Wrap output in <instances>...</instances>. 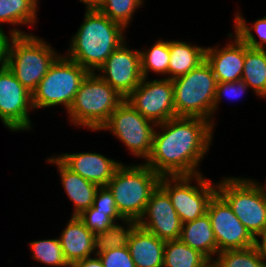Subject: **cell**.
<instances>
[{
  "label": "cell",
  "mask_w": 266,
  "mask_h": 267,
  "mask_svg": "<svg viewBox=\"0 0 266 267\" xmlns=\"http://www.w3.org/2000/svg\"><path fill=\"white\" fill-rule=\"evenodd\" d=\"M214 126L204 118L185 116L157 124L145 164L160 176L200 174L198 166L212 145Z\"/></svg>",
  "instance_id": "obj_1"
},
{
  "label": "cell",
  "mask_w": 266,
  "mask_h": 267,
  "mask_svg": "<svg viewBox=\"0 0 266 267\" xmlns=\"http://www.w3.org/2000/svg\"><path fill=\"white\" fill-rule=\"evenodd\" d=\"M84 21L72 36L65 54L89 72H97L125 40V28L95 6L85 9Z\"/></svg>",
  "instance_id": "obj_2"
},
{
  "label": "cell",
  "mask_w": 266,
  "mask_h": 267,
  "mask_svg": "<svg viewBox=\"0 0 266 267\" xmlns=\"http://www.w3.org/2000/svg\"><path fill=\"white\" fill-rule=\"evenodd\" d=\"M161 176L148 165L122 163L106 185L113 194L119 214L125 220L138 222Z\"/></svg>",
  "instance_id": "obj_3"
},
{
  "label": "cell",
  "mask_w": 266,
  "mask_h": 267,
  "mask_svg": "<svg viewBox=\"0 0 266 267\" xmlns=\"http://www.w3.org/2000/svg\"><path fill=\"white\" fill-rule=\"evenodd\" d=\"M124 100L97 72H89L67 112L69 122L91 131H100Z\"/></svg>",
  "instance_id": "obj_4"
},
{
  "label": "cell",
  "mask_w": 266,
  "mask_h": 267,
  "mask_svg": "<svg viewBox=\"0 0 266 267\" xmlns=\"http://www.w3.org/2000/svg\"><path fill=\"white\" fill-rule=\"evenodd\" d=\"M59 55L50 44L33 33L12 35L7 51V67L33 93Z\"/></svg>",
  "instance_id": "obj_5"
},
{
  "label": "cell",
  "mask_w": 266,
  "mask_h": 267,
  "mask_svg": "<svg viewBox=\"0 0 266 267\" xmlns=\"http://www.w3.org/2000/svg\"><path fill=\"white\" fill-rule=\"evenodd\" d=\"M172 82L176 116L200 117L214 125L213 104L218 82L209 63L204 60Z\"/></svg>",
  "instance_id": "obj_6"
},
{
  "label": "cell",
  "mask_w": 266,
  "mask_h": 267,
  "mask_svg": "<svg viewBox=\"0 0 266 267\" xmlns=\"http://www.w3.org/2000/svg\"><path fill=\"white\" fill-rule=\"evenodd\" d=\"M217 192L227 201L250 234L258 240L266 230V184L249 178L225 177Z\"/></svg>",
  "instance_id": "obj_7"
},
{
  "label": "cell",
  "mask_w": 266,
  "mask_h": 267,
  "mask_svg": "<svg viewBox=\"0 0 266 267\" xmlns=\"http://www.w3.org/2000/svg\"><path fill=\"white\" fill-rule=\"evenodd\" d=\"M89 71L65 55H59L32 93L35 109L63 106L68 112Z\"/></svg>",
  "instance_id": "obj_8"
},
{
  "label": "cell",
  "mask_w": 266,
  "mask_h": 267,
  "mask_svg": "<svg viewBox=\"0 0 266 267\" xmlns=\"http://www.w3.org/2000/svg\"><path fill=\"white\" fill-rule=\"evenodd\" d=\"M197 175L161 176L159 186L168 194L182 224L207 213L210 199L217 192V183ZM194 180L196 184L192 181Z\"/></svg>",
  "instance_id": "obj_9"
},
{
  "label": "cell",
  "mask_w": 266,
  "mask_h": 267,
  "mask_svg": "<svg viewBox=\"0 0 266 267\" xmlns=\"http://www.w3.org/2000/svg\"><path fill=\"white\" fill-rule=\"evenodd\" d=\"M155 127V123L145 118L125 99L100 131L109 130L133 156L146 161L152 150Z\"/></svg>",
  "instance_id": "obj_10"
},
{
  "label": "cell",
  "mask_w": 266,
  "mask_h": 267,
  "mask_svg": "<svg viewBox=\"0 0 266 267\" xmlns=\"http://www.w3.org/2000/svg\"><path fill=\"white\" fill-rule=\"evenodd\" d=\"M30 93L6 66L0 69V120L10 131H30L29 111L33 110Z\"/></svg>",
  "instance_id": "obj_11"
},
{
  "label": "cell",
  "mask_w": 266,
  "mask_h": 267,
  "mask_svg": "<svg viewBox=\"0 0 266 267\" xmlns=\"http://www.w3.org/2000/svg\"><path fill=\"white\" fill-rule=\"evenodd\" d=\"M143 78L126 100L153 123H164L176 116L173 82L168 78Z\"/></svg>",
  "instance_id": "obj_12"
},
{
  "label": "cell",
  "mask_w": 266,
  "mask_h": 267,
  "mask_svg": "<svg viewBox=\"0 0 266 267\" xmlns=\"http://www.w3.org/2000/svg\"><path fill=\"white\" fill-rule=\"evenodd\" d=\"M207 213L217 242V254L222 251L244 249L257 244V240L218 192L210 199Z\"/></svg>",
  "instance_id": "obj_13"
},
{
  "label": "cell",
  "mask_w": 266,
  "mask_h": 267,
  "mask_svg": "<svg viewBox=\"0 0 266 267\" xmlns=\"http://www.w3.org/2000/svg\"><path fill=\"white\" fill-rule=\"evenodd\" d=\"M122 43L100 67L97 73L105 82L126 99L141 83L140 51ZM101 72V73H100Z\"/></svg>",
  "instance_id": "obj_14"
},
{
  "label": "cell",
  "mask_w": 266,
  "mask_h": 267,
  "mask_svg": "<svg viewBox=\"0 0 266 267\" xmlns=\"http://www.w3.org/2000/svg\"><path fill=\"white\" fill-rule=\"evenodd\" d=\"M137 225L165 241L180 239L182 222L168 194L159 185L152 192Z\"/></svg>",
  "instance_id": "obj_15"
},
{
  "label": "cell",
  "mask_w": 266,
  "mask_h": 267,
  "mask_svg": "<svg viewBox=\"0 0 266 267\" xmlns=\"http://www.w3.org/2000/svg\"><path fill=\"white\" fill-rule=\"evenodd\" d=\"M232 39L225 47H207L205 60L211 66L217 82H234L241 80L246 44L234 33L227 34Z\"/></svg>",
  "instance_id": "obj_16"
},
{
  "label": "cell",
  "mask_w": 266,
  "mask_h": 267,
  "mask_svg": "<svg viewBox=\"0 0 266 267\" xmlns=\"http://www.w3.org/2000/svg\"><path fill=\"white\" fill-rule=\"evenodd\" d=\"M57 158L72 172L99 187L106 186L122 164L121 161L118 162L96 152L62 153L57 155Z\"/></svg>",
  "instance_id": "obj_17"
},
{
  "label": "cell",
  "mask_w": 266,
  "mask_h": 267,
  "mask_svg": "<svg viewBox=\"0 0 266 267\" xmlns=\"http://www.w3.org/2000/svg\"><path fill=\"white\" fill-rule=\"evenodd\" d=\"M65 260L70 266L75 262L95 256V234L90 231L78 216H71L60 237Z\"/></svg>",
  "instance_id": "obj_18"
},
{
  "label": "cell",
  "mask_w": 266,
  "mask_h": 267,
  "mask_svg": "<svg viewBox=\"0 0 266 267\" xmlns=\"http://www.w3.org/2000/svg\"><path fill=\"white\" fill-rule=\"evenodd\" d=\"M47 162L57 165L61 184L74 205L71 216H79L93 205L98 185L86 180L81 175L72 172L56 156L47 158Z\"/></svg>",
  "instance_id": "obj_19"
},
{
  "label": "cell",
  "mask_w": 266,
  "mask_h": 267,
  "mask_svg": "<svg viewBox=\"0 0 266 267\" xmlns=\"http://www.w3.org/2000/svg\"><path fill=\"white\" fill-rule=\"evenodd\" d=\"M165 240L138 225L129 236L128 248L136 267H163Z\"/></svg>",
  "instance_id": "obj_20"
},
{
  "label": "cell",
  "mask_w": 266,
  "mask_h": 267,
  "mask_svg": "<svg viewBox=\"0 0 266 267\" xmlns=\"http://www.w3.org/2000/svg\"><path fill=\"white\" fill-rule=\"evenodd\" d=\"M180 240L198 250L210 261L217 255V242L208 213L182 224Z\"/></svg>",
  "instance_id": "obj_21"
},
{
  "label": "cell",
  "mask_w": 266,
  "mask_h": 267,
  "mask_svg": "<svg viewBox=\"0 0 266 267\" xmlns=\"http://www.w3.org/2000/svg\"><path fill=\"white\" fill-rule=\"evenodd\" d=\"M206 47L189 42L169 40V79L189 73L205 60Z\"/></svg>",
  "instance_id": "obj_22"
},
{
  "label": "cell",
  "mask_w": 266,
  "mask_h": 267,
  "mask_svg": "<svg viewBox=\"0 0 266 267\" xmlns=\"http://www.w3.org/2000/svg\"><path fill=\"white\" fill-rule=\"evenodd\" d=\"M241 79L256 96L266 99V49H255L246 45Z\"/></svg>",
  "instance_id": "obj_23"
},
{
  "label": "cell",
  "mask_w": 266,
  "mask_h": 267,
  "mask_svg": "<svg viewBox=\"0 0 266 267\" xmlns=\"http://www.w3.org/2000/svg\"><path fill=\"white\" fill-rule=\"evenodd\" d=\"M39 0H0V30L2 24L35 26Z\"/></svg>",
  "instance_id": "obj_24"
},
{
  "label": "cell",
  "mask_w": 266,
  "mask_h": 267,
  "mask_svg": "<svg viewBox=\"0 0 266 267\" xmlns=\"http://www.w3.org/2000/svg\"><path fill=\"white\" fill-rule=\"evenodd\" d=\"M210 260L180 239L165 242L163 267H205Z\"/></svg>",
  "instance_id": "obj_25"
},
{
  "label": "cell",
  "mask_w": 266,
  "mask_h": 267,
  "mask_svg": "<svg viewBox=\"0 0 266 267\" xmlns=\"http://www.w3.org/2000/svg\"><path fill=\"white\" fill-rule=\"evenodd\" d=\"M140 51L141 74L143 78H148V74L153 71L158 75H168L169 79V40L160 39L155 42L148 50Z\"/></svg>",
  "instance_id": "obj_26"
},
{
  "label": "cell",
  "mask_w": 266,
  "mask_h": 267,
  "mask_svg": "<svg viewBox=\"0 0 266 267\" xmlns=\"http://www.w3.org/2000/svg\"><path fill=\"white\" fill-rule=\"evenodd\" d=\"M213 261L219 267H266V257L259 246L226 250L218 253Z\"/></svg>",
  "instance_id": "obj_27"
},
{
  "label": "cell",
  "mask_w": 266,
  "mask_h": 267,
  "mask_svg": "<svg viewBox=\"0 0 266 267\" xmlns=\"http://www.w3.org/2000/svg\"><path fill=\"white\" fill-rule=\"evenodd\" d=\"M122 224L114 223L105 231L95 234L94 244L96 255L110 249L128 246L129 236L137 226V222L124 219Z\"/></svg>",
  "instance_id": "obj_28"
},
{
  "label": "cell",
  "mask_w": 266,
  "mask_h": 267,
  "mask_svg": "<svg viewBox=\"0 0 266 267\" xmlns=\"http://www.w3.org/2000/svg\"><path fill=\"white\" fill-rule=\"evenodd\" d=\"M144 3V0H98L95 6L110 20L122 25L125 29L131 24L134 13Z\"/></svg>",
  "instance_id": "obj_29"
},
{
  "label": "cell",
  "mask_w": 266,
  "mask_h": 267,
  "mask_svg": "<svg viewBox=\"0 0 266 267\" xmlns=\"http://www.w3.org/2000/svg\"><path fill=\"white\" fill-rule=\"evenodd\" d=\"M32 258L51 267H71L65 260L59 238L34 240L28 244Z\"/></svg>",
  "instance_id": "obj_30"
},
{
  "label": "cell",
  "mask_w": 266,
  "mask_h": 267,
  "mask_svg": "<svg viewBox=\"0 0 266 267\" xmlns=\"http://www.w3.org/2000/svg\"><path fill=\"white\" fill-rule=\"evenodd\" d=\"M234 32L235 34L250 48L266 49V16L258 18L252 26H248L243 14L240 12L235 14ZM256 32L259 41L253 35L252 31Z\"/></svg>",
  "instance_id": "obj_31"
},
{
  "label": "cell",
  "mask_w": 266,
  "mask_h": 267,
  "mask_svg": "<svg viewBox=\"0 0 266 267\" xmlns=\"http://www.w3.org/2000/svg\"><path fill=\"white\" fill-rule=\"evenodd\" d=\"M78 217L94 234L105 231L115 223V221L108 216V212L97 211L92 206L83 211Z\"/></svg>",
  "instance_id": "obj_32"
},
{
  "label": "cell",
  "mask_w": 266,
  "mask_h": 267,
  "mask_svg": "<svg viewBox=\"0 0 266 267\" xmlns=\"http://www.w3.org/2000/svg\"><path fill=\"white\" fill-rule=\"evenodd\" d=\"M97 255L104 267H136L128 246L110 249Z\"/></svg>",
  "instance_id": "obj_33"
},
{
  "label": "cell",
  "mask_w": 266,
  "mask_h": 267,
  "mask_svg": "<svg viewBox=\"0 0 266 267\" xmlns=\"http://www.w3.org/2000/svg\"><path fill=\"white\" fill-rule=\"evenodd\" d=\"M92 207L97 211L108 212V216L115 222L119 219V221H124L118 212L113 194L107 186L98 188Z\"/></svg>",
  "instance_id": "obj_34"
},
{
  "label": "cell",
  "mask_w": 266,
  "mask_h": 267,
  "mask_svg": "<svg viewBox=\"0 0 266 267\" xmlns=\"http://www.w3.org/2000/svg\"><path fill=\"white\" fill-rule=\"evenodd\" d=\"M247 89H249V86L242 79L234 82H218L213 104V116L217 108H219L218 105L220 104L223 96L229 97L230 99H236L241 97Z\"/></svg>",
  "instance_id": "obj_35"
},
{
  "label": "cell",
  "mask_w": 266,
  "mask_h": 267,
  "mask_svg": "<svg viewBox=\"0 0 266 267\" xmlns=\"http://www.w3.org/2000/svg\"><path fill=\"white\" fill-rule=\"evenodd\" d=\"M10 36L8 38L7 34L0 30V69L4 68L7 66V51H8V46H9V41L12 37V35H24V34H29L28 32L26 33L25 31H20L19 29H12L10 30Z\"/></svg>",
  "instance_id": "obj_36"
},
{
  "label": "cell",
  "mask_w": 266,
  "mask_h": 267,
  "mask_svg": "<svg viewBox=\"0 0 266 267\" xmlns=\"http://www.w3.org/2000/svg\"><path fill=\"white\" fill-rule=\"evenodd\" d=\"M87 257L75 262L71 267H104L98 255Z\"/></svg>",
  "instance_id": "obj_37"
},
{
  "label": "cell",
  "mask_w": 266,
  "mask_h": 267,
  "mask_svg": "<svg viewBox=\"0 0 266 267\" xmlns=\"http://www.w3.org/2000/svg\"><path fill=\"white\" fill-rule=\"evenodd\" d=\"M259 239L257 240V245L259 246L261 253L266 257V230Z\"/></svg>",
  "instance_id": "obj_38"
},
{
  "label": "cell",
  "mask_w": 266,
  "mask_h": 267,
  "mask_svg": "<svg viewBox=\"0 0 266 267\" xmlns=\"http://www.w3.org/2000/svg\"><path fill=\"white\" fill-rule=\"evenodd\" d=\"M98 0H80L85 6L94 5Z\"/></svg>",
  "instance_id": "obj_39"
},
{
  "label": "cell",
  "mask_w": 266,
  "mask_h": 267,
  "mask_svg": "<svg viewBox=\"0 0 266 267\" xmlns=\"http://www.w3.org/2000/svg\"><path fill=\"white\" fill-rule=\"evenodd\" d=\"M205 267H219L214 261H210Z\"/></svg>",
  "instance_id": "obj_40"
}]
</instances>
